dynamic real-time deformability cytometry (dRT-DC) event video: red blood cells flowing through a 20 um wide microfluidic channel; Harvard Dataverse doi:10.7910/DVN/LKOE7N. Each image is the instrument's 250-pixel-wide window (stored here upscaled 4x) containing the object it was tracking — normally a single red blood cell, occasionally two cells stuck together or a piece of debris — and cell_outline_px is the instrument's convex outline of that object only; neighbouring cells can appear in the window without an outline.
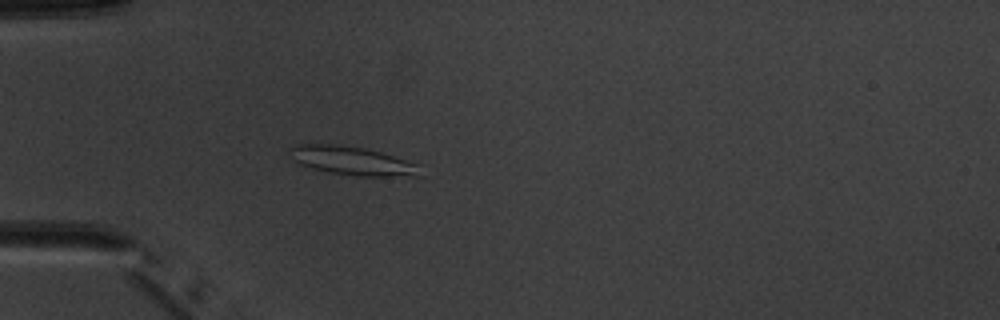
{"species": "common noctule bat (a hibernating species)", "species_latin": "Nyctalus noctula", "temperature_condition": "warm", "stored_images_in_passage": 4, "camera_frame_rate_fps": 3000, "um_per_image_px": 0.085, "animal": {"sex": "male", "body_mass_g": 20.1, "forearm_length_mm": 53.5}, "frame": {"image": 1, "passage_image": 4, "time_ms": 3.333, "image_size_px": [1000, 320], "cell_outline_px": [[424, 176], [356, 176], [332, 172], [312, 168], [300, 164], [292, 160], [288, 148], [296, 144], [336, 144], [364, 148], [380, 152], [420, 164]], "centroid_in_image_um": [29.98, 13.67], "position_along_channel_um": 55.0, "area_um2": 21.91}}